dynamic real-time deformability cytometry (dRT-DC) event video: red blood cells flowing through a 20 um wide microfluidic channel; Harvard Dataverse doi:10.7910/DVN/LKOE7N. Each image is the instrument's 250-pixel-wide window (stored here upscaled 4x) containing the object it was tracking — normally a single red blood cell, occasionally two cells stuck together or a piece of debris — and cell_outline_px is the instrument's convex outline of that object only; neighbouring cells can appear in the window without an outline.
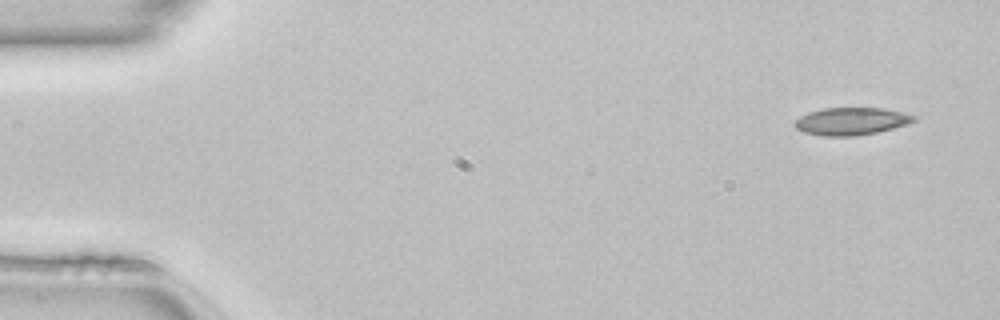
{"species": "common noctule bat (a hibernating species)", "species_latin": "Nyctalus noctula", "temperature_condition": "room temperature", "stored_images_in_passage": 12, "camera_frame_rate_fps": 3000, "um_per_image_px": 0.085, "animal": {"sex": "female", "body_mass_g": 22.7, "forearm_length_mm": 54.2}, "frame": {"image": 1, "passage_image": 1, "time_ms": 0.0, "image_size_px": [1000, 320], "cell_outline_px": [[916, 120], [908, 124], [876, 132], [856, 136], [824, 136], [804, 132], [796, 128], [792, 124], [800, 116], [808, 112], [824, 108], [884, 108], [904, 112], [916, 116]], "centroid_in_image_um": [72.36, 10.3], "position_along_channel_um": 12.6, "area_um2": 19.13}}